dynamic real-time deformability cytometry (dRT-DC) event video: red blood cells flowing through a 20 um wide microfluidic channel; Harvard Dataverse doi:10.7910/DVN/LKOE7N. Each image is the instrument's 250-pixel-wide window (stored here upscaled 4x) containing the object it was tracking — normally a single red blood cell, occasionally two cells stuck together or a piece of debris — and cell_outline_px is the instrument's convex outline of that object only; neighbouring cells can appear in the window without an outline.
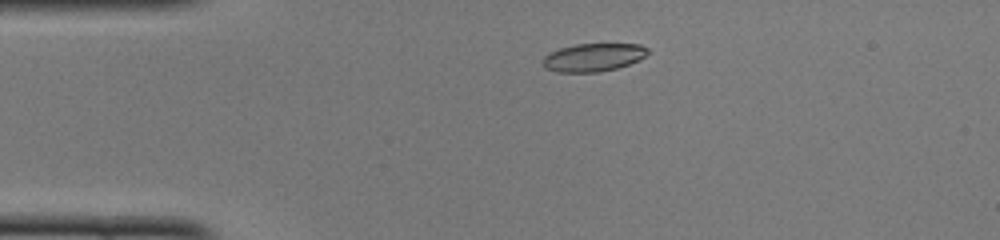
{"species": "common noctule bat (a hibernating species)", "species_latin": "Nyctalus noctula", "temperature_condition": "cold", "stored_images_in_passage": 44, "camera_frame_rate_fps": 3000, "um_per_image_px": 0.085, "animal": {"sex": "female", "body_mass_g": 22.0, "forearm_length_mm": 56.7}, "frame": {"image": 1, "passage_image": 5, "time_ms": 1.333, "image_size_px": [1000, 240], "cell_outline_px": [[648, 52], [640, 60], [616, 68], [596, 72], [556, 72], [544, 68], [544, 56], [560, 48], [576, 44], [640, 44], [648, 48]], "centroid_in_image_um": [50.44, 4.87], "position_along_channel_um": 34.6, "area_um2": 16.99}}
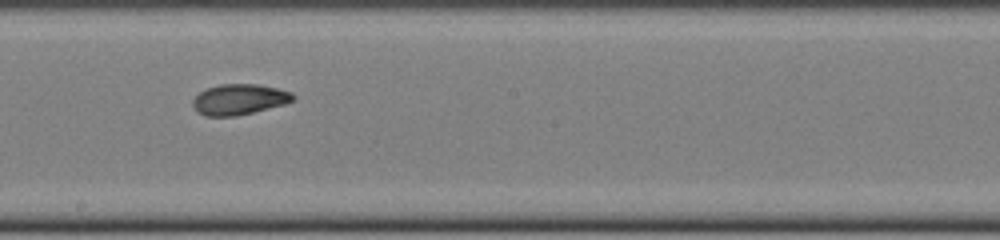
{"frame": {"image": 2, "passage_image": 22, "time_ms": 7.0, "image_size_px": [1000, 240], "cell_outline_px": [[296, 96], [292, 100], [284, 104], [236, 116], [204, 116], [196, 112], [192, 104], [192, 100], [200, 92], [208, 88], [220, 84], [260, 84], [292, 92]], "centroid_in_image_um": [20.31, 8.45], "position_along_channel_um": 227.9, "area_um2": 17.86}}
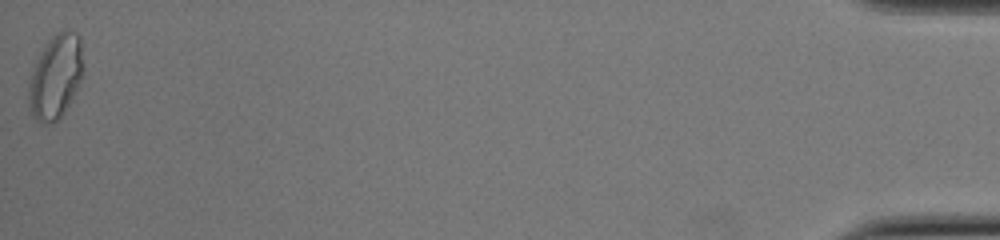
{"frame": {"image": 3, "passage_image": 44, "time_ms": 14.333, "image_size_px": [1000, 240], "cell_outline_px": [[84, 68], [80, 84], [64, 112], [52, 124], [44, 124], [36, 120], [32, 116], [28, 104], [28, 80], [40, 52], [44, 44], [56, 32], [64, 28], [76, 32], [80, 40]], "centroid_in_image_um": [4.72, 6.5], "position_along_channel_um": 430.5, "area_um2": 27.22}, "authors_computed_cell_mechanics": {"area_um2": 18.2648, "velocity_mm_per_s": 4.0711, "shape_relaxation_time_tau1_ms": 5.0449, "shape_relaxation_time_tau2_ms": 3.1011, "deformation_change_tau1": 0.1748, "deformation_change_tau2": 0.0812}}